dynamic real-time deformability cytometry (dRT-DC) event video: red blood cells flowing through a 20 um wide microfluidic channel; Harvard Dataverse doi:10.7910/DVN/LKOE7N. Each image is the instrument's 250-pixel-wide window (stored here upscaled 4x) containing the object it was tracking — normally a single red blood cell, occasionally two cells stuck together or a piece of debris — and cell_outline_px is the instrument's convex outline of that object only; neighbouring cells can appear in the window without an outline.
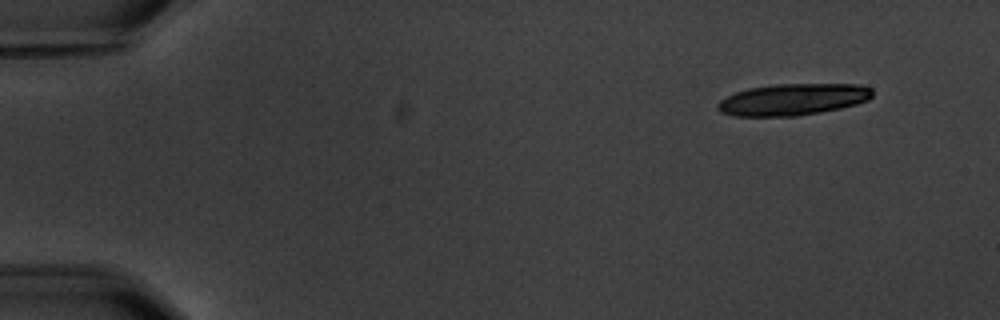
{"species": "common noctule bat (a hibernating species)", "species_latin": "Nyctalus noctula", "temperature_condition": "warm", "stored_images_in_passage": 6, "camera_frame_rate_fps": 3000, "um_per_image_px": 0.085, "animal": {"sex": "male", "body_mass_g": 20.1, "forearm_length_mm": 53.5}, "frame": {"image": 1, "passage_image": 2, "time_ms": 1.0, "image_size_px": [1000, 320], "cell_outline_px": [[872, 96], [868, 100], [856, 104], [840, 108], [820, 112], [796, 116], [736, 116], [720, 112], [716, 108], [716, 104], [720, 100], [736, 92], [748, 88], [772, 84], [860, 84], [872, 88]], "centroid_in_image_um": [67.39, 8.45], "position_along_channel_um": 17.6, "area_um2": 28.61}}
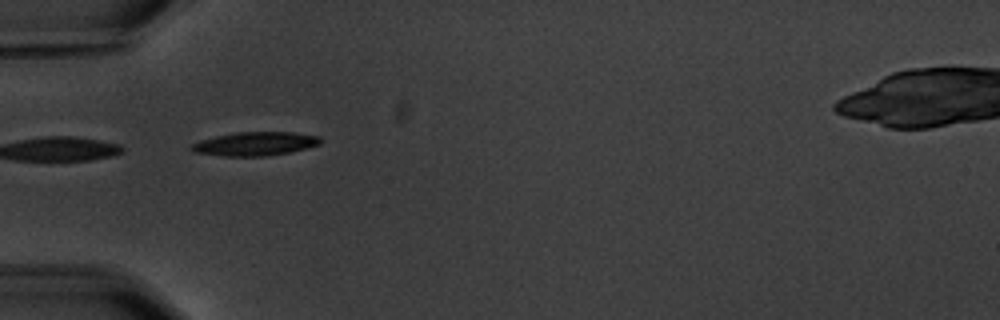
{"frame": {"image": 2, "passage_image": 5, "time_ms": 5.667, "image_size_px": [1000, 320], "cell_outline_px": [[320, 144], [288, 152], [264, 156], [224, 156], [196, 152], [188, 148], [192, 144], [200, 140], [216, 136], [236, 132], [292, 132], [320, 136]], "centroid_in_image_um": [21.65, 12.21], "position_along_channel_um": 63.3, "area_um2": 17.57}}